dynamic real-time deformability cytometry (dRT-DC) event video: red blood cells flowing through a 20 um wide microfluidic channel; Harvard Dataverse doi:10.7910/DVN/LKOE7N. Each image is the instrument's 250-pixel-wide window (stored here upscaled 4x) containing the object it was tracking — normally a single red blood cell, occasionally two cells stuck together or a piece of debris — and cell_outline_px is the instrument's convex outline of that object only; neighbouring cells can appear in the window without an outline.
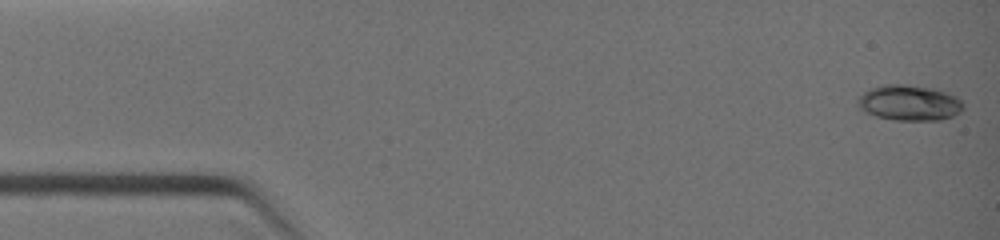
{"species": "common noctule bat (a hibernating species)", "species_latin": "Nyctalus noctula", "temperature_condition": "warm", "stored_images_in_passage": 10, "camera_frame_rate_fps": 3000, "um_per_image_px": 0.085, "animal": {"sex": "female", "body_mass_g": 19.0, "forearm_length_mm": 51.5}, "frame": {"image": 1, "passage_image": 1, "time_ms": 0.0, "image_size_px": [1000, 240], "cell_outline_px": [[964, 108], [960, 112], [952, 116], [940, 120], [896, 120], [876, 116], [864, 112], [860, 108], [856, 100], [868, 88], [884, 84], [904, 84], [940, 88], [956, 96], [964, 104]], "centroid_in_image_um": [77.3, 8.72], "position_along_channel_um": 7.7, "area_um2": 22.25}}